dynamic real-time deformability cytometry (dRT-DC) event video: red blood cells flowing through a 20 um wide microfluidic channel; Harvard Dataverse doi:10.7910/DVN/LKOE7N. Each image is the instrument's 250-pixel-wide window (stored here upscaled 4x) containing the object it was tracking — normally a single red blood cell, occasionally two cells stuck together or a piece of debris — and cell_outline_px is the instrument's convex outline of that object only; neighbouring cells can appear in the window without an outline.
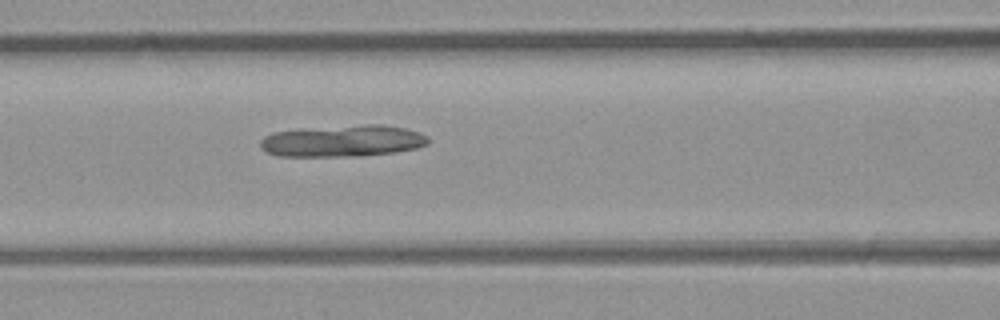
{"species": "common noctule bat (a hibernating species)", "species_latin": "Nyctalus noctula", "temperature_condition": "room temperature", "stored_images_in_passage": 33, "camera_frame_rate_fps": 3000, "um_per_image_px": 0.085, "animal": {"sex": "male", "body_mass_g": 23.1, "forearm_length_mm": 52.7}, "frame": {"image": 1, "passage_image": 6, "time_ms": 1.667, "image_size_px": [1000, 320], "cell_outline_px": [[428, 144], [416, 148], [396, 152], [360, 156], [276, 156], [260, 148], [260, 140], [264, 136], [272, 132], [364, 124], [380, 124], [404, 128], [428, 136]], "centroid_in_image_um": [29.13, 11.99], "position_along_channel_um": 137.5, "area_um2": 30.75}}
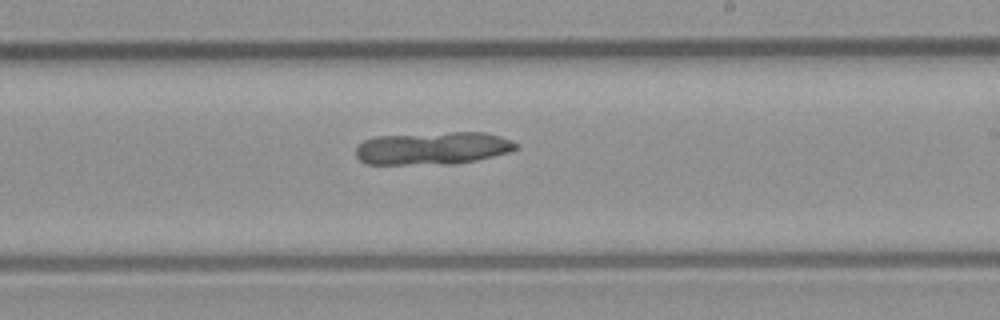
{"frame": {"image": 2, "passage_image": 14, "time_ms": 4.333, "image_size_px": [1000, 320], "cell_outline_px": [[520, 148], [508, 152], [476, 160], [456, 164], [364, 164], [356, 156], [356, 144], [364, 140], [376, 136], [452, 132], [484, 132], [500, 136], [512, 140], [520, 144]], "centroid_in_image_um": [36.79, 12.6], "position_along_channel_um": 252.2, "area_um2": 30.81}}
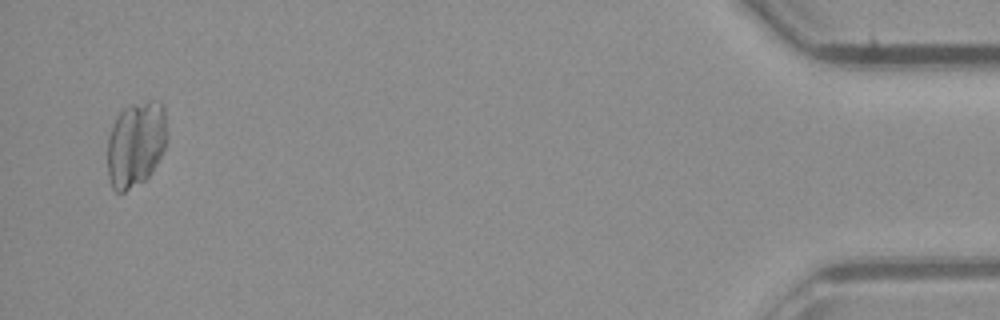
{"frame": {"image": 3, "passage_image": 32, "time_ms": 10.333, "image_size_px": [1000, 320], "cell_outline_px": [[164, 148], [152, 172], [144, 180], [124, 192], [116, 192], [112, 188], [108, 176], [108, 136], [112, 124], [120, 112], [124, 108], [132, 104], [148, 100], [160, 100], [164, 104]], "centroid_in_image_um": [11.51, 12.23], "position_along_channel_um": 423.7, "area_um2": 29.48}}